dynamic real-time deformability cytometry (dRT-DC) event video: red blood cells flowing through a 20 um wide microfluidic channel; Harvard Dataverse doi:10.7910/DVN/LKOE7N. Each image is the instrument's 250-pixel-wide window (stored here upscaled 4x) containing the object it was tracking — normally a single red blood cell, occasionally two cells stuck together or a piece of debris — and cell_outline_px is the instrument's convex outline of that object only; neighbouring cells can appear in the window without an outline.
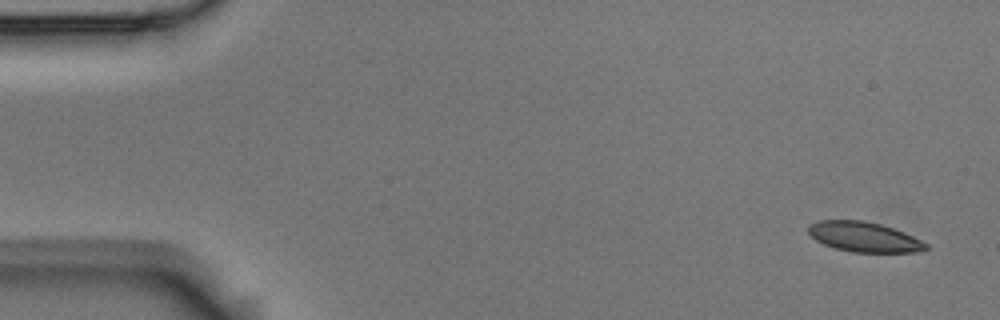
{"species": "Egyptian fruit bat (a non-hibernating species)", "species_latin": "Rousettus aegyptiacus", "temperature_condition": "room temperature", "stored_images_in_passage": 4, "camera_frame_rate_fps": 3000, "um_per_image_px": 0.085, "animal": {"sex": "male"}, "frame": {"image": 1, "passage_image": 1, "time_ms": 0.0, "image_size_px": [1000, 320], "cell_outline_px": [[928, 248], [924, 252], [852, 252], [836, 248], [824, 244], [816, 240], [808, 232], [808, 224], [820, 220], [864, 220], [880, 224], [892, 228], [912, 236], [928, 244]], "centroid_in_image_um": [73.44, 20.14], "position_along_channel_um": 11.6, "area_um2": 20.46}}
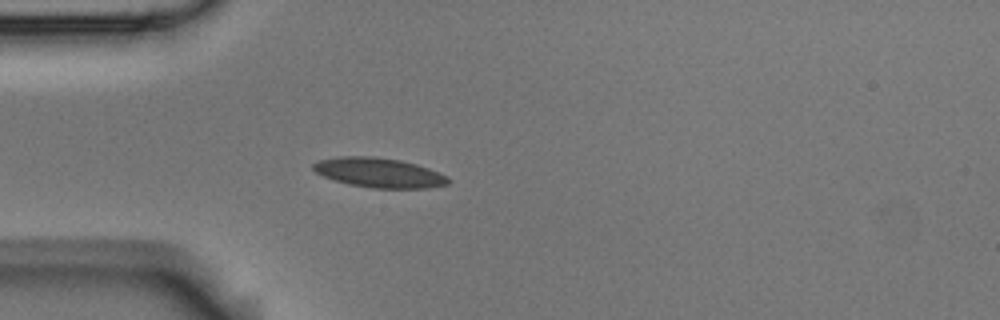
{"frame": {"image": 2, "passage_image": 4, "time_ms": 1.0, "image_size_px": [1000, 320], "cell_outline_px": [[452, 180], [448, 184], [428, 188], [372, 188], [348, 184], [324, 176], [316, 172], [312, 168], [312, 164], [320, 160], [340, 156], [372, 156], [400, 160], [416, 164], [428, 168], [448, 176]], "centroid_in_image_um": [32.25, 14.68], "position_along_channel_um": 52.8, "area_um2": 23.29}}